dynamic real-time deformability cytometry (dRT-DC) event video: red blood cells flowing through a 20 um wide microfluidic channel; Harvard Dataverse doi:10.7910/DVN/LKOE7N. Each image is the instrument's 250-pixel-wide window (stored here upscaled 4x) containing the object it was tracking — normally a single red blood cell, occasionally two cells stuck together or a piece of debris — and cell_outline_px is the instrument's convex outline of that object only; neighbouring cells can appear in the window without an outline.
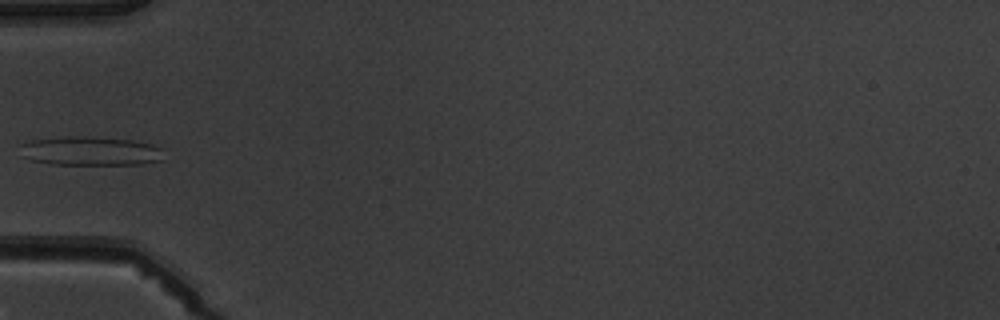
{"species": "common noctule bat (a hibernating species)", "species_latin": "Nyctalus noctula", "temperature_condition": "warm", "stored_images_in_passage": 5, "camera_frame_rate_fps": 3000, "um_per_image_px": 0.085, "animal": {"sex": "male", "body_mass_g": 19.5, "forearm_length_mm": 54.6}, "frame": {"image": 1, "passage_image": 5, "time_ms": 4.667, "image_size_px": [1000, 320], "cell_outline_px": [[160, 160], [140, 164], [52, 164], [28, 160], [20, 156], [16, 144], [28, 140], [68, 136], [84, 136], [132, 140], [152, 144], [160, 148]], "centroid_in_image_um": [7.5, 12.83], "position_along_channel_um": 77.5, "area_um2": 24.51}}